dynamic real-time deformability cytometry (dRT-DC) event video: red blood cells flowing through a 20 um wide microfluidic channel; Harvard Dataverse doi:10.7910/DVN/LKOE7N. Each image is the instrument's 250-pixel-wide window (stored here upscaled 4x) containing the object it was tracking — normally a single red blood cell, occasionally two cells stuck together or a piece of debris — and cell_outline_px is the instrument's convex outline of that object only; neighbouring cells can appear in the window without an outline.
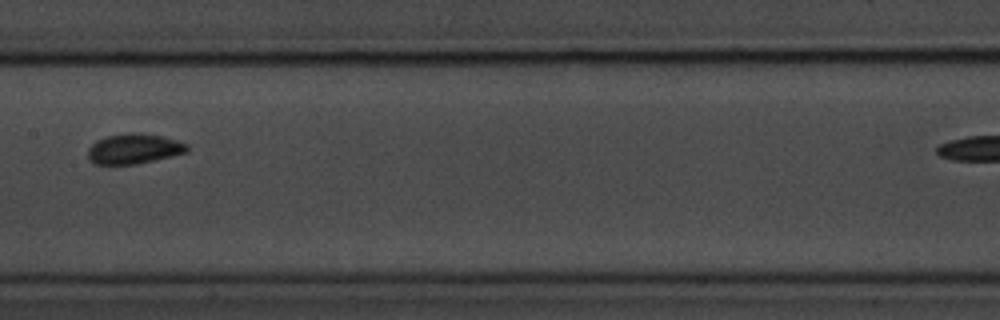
{"species": "common noctule bat (a hibernating species)", "species_latin": "Nyctalus noctula", "temperature_condition": "room temperature", "stored_images_in_passage": 11, "camera_frame_rate_fps": 3000, "um_per_image_px": 0.085, "animal": {"sex": "male", "body_mass_g": 20.1, "forearm_length_mm": 53.5}, "frame": {"image": 1, "passage_image": 7, "time_ms": 8.0, "image_size_px": [1000, 320], "cell_outline_px": [[188, 152], [172, 156], [136, 164], [92, 164], [88, 160], [88, 148], [96, 140], [108, 136], [128, 132], [140, 132], [164, 136], [188, 144]], "centroid_in_image_um": [11.38, 12.64], "position_along_channel_um": 196.0, "area_um2": 17.63}}